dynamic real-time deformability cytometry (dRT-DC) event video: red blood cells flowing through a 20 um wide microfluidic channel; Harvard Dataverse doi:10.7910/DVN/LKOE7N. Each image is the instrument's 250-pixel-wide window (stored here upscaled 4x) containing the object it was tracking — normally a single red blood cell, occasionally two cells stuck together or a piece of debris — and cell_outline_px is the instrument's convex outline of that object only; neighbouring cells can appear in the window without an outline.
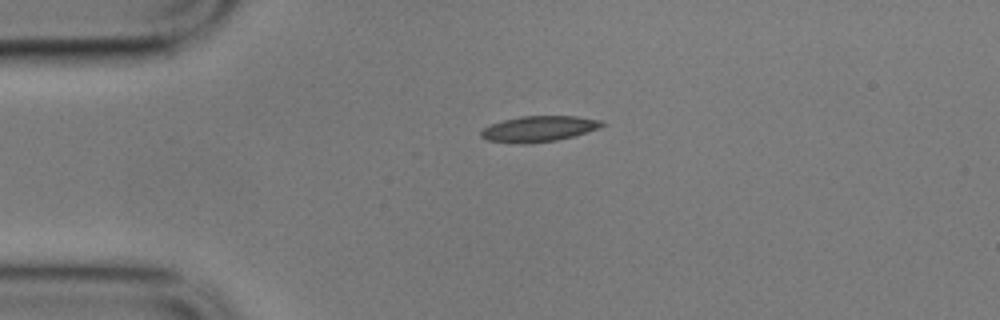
{"species": "common noctule bat (a hibernating species)", "species_latin": "Nyctalus noctula", "temperature_condition": "cold", "stored_images_in_passage": 3, "camera_frame_rate_fps": 3000, "um_per_image_px": 0.085, "animal": {"sex": "male", "body_mass_g": 17.9}, "frame": {"image": 1, "passage_image": 1, "time_ms": 0.0, "image_size_px": [1000, 320], "cell_outline_px": [[608, 124], [600, 128], [572, 136], [556, 140], [528, 144], [520, 144], [484, 140], [480, 136], [480, 132], [484, 128], [492, 124], [504, 120], [520, 116], [576, 116], [604, 120]], "centroid_in_image_um": [45.82, 10.95], "position_along_channel_um": 39.2, "area_um2": 18.32}}